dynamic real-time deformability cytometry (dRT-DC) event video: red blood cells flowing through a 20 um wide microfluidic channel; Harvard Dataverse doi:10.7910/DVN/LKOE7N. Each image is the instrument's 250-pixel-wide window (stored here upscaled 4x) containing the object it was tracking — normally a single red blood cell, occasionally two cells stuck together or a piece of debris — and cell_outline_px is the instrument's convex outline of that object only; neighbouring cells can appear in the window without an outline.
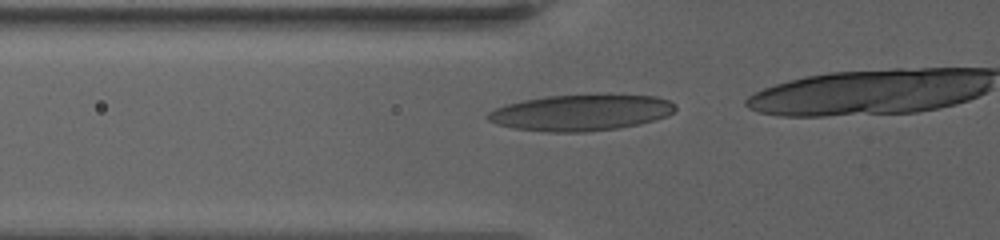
{"species": "human", "species_latin": "Homo sapiens", "temperature_condition": "warm", "stored_images_in_passage": 8, "camera_frame_rate_fps": 3000, "um_per_image_px": 0.085, "donor": {"sex": "female"}, "frame": {"image": 1, "passage_image": 2, "time_ms": 0.333, "image_size_px": [1000, 240], "cell_outline_px": [[676, 108], [668, 116], [640, 124], [620, 128], [584, 132], [548, 132], [512, 128], [496, 124], [488, 120], [484, 116], [488, 112], [504, 104], [524, 100], [548, 96], [608, 92], [656, 96], [668, 100], [676, 104]], "centroid_in_image_um": [49.41, 9.54], "position_along_channel_um": 76.4, "area_um2": 40.69}}